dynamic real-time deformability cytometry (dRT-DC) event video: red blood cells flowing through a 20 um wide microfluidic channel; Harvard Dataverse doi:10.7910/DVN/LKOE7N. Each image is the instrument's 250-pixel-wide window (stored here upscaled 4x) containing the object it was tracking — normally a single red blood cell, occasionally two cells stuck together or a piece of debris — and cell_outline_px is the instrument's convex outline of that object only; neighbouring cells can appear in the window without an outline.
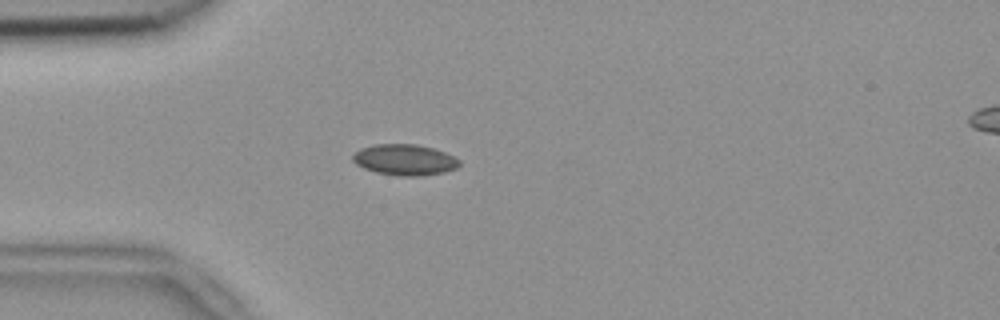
{"species": "common noctule bat (a hibernating species)", "species_latin": "Nyctalus noctula", "temperature_condition": "room temperature", "stored_images_in_passage": 52, "camera_frame_rate_fps": 3000, "um_per_image_px": 0.085, "animal": {"sex": "female", "body_mass_g": 18.4}, "frame": {"image": 1, "passage_image": 14, "time_ms": 4.333, "image_size_px": [1000, 320], "cell_outline_px": [[460, 164], [456, 168], [444, 172], [424, 176], [396, 176], [376, 172], [364, 168], [356, 164], [352, 160], [352, 156], [360, 148], [376, 144], [416, 144], [432, 148], [444, 152], [460, 160]], "centroid_in_image_um": [34.39, 13.59], "position_along_channel_um": 50.6, "area_um2": 19.25}}
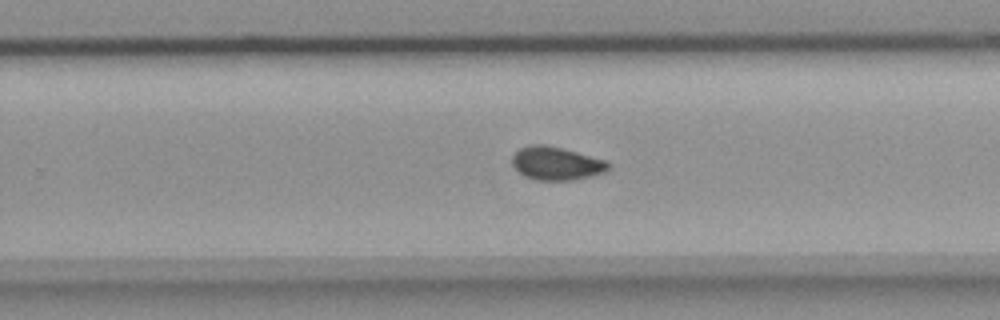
{"frame": {"image": 2, "passage_image": 33, "time_ms": 10.667, "image_size_px": [1000, 320], "cell_outline_px": [[612, 168], [604, 172], [592, 176], [572, 180], [536, 180], [524, 176], [512, 164], [512, 156], [520, 148], [532, 144], [544, 144], [576, 152], [604, 160], [612, 164]], "centroid_in_image_um": [47.3, 13.9], "position_along_channel_um": 282.5, "area_um2": 18.55}}
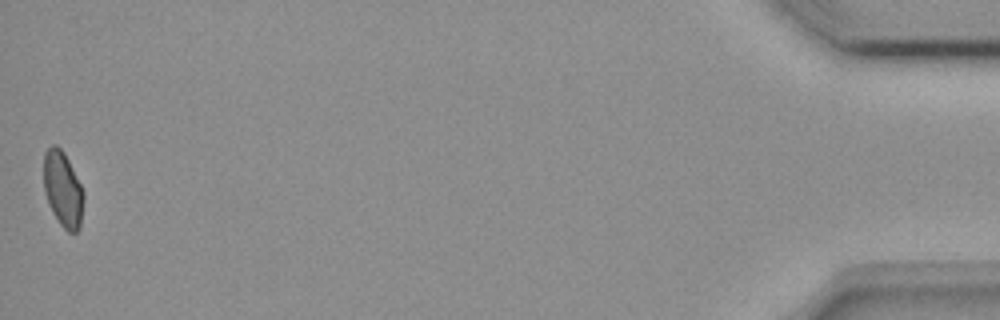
{"frame": {"image": 3, "passage_image": 52, "time_ms": 17.0, "image_size_px": [1000, 320], "cell_outline_px": [[84, 200], [80, 228], [76, 232], [68, 232], [60, 224], [52, 212], [44, 192], [44, 152], [52, 144], [56, 144], [64, 152], [84, 192]], "centroid_in_image_um": [5.34, 16.09], "position_along_channel_um": 429.9, "area_um2": 17.57}, "authors_computed_cell_mechanics": {"area_um2": 18.3226, "velocity_mm_per_s": 3.8263, "shape_relaxation_time_tau1_ms": null, "shape_relaxation_time_tau2_ms": 1.8689, "deformation_change_tau1": null, "deformation_change_tau2": 0.0439}}